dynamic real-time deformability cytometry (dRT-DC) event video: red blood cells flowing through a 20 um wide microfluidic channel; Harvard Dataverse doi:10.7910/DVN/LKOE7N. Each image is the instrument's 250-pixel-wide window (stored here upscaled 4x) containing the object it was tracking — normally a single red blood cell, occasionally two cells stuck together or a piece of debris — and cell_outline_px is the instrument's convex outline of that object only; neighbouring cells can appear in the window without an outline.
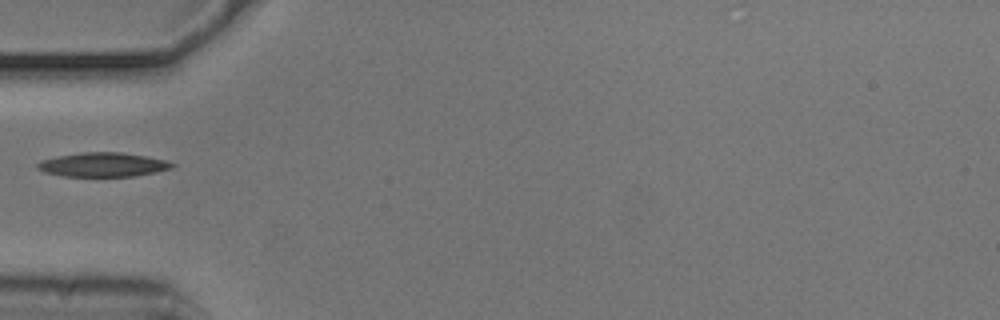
{"species": "common noctule bat (a hibernating species)", "species_latin": "Nyctalus noctula", "temperature_condition": "cold", "stored_images_in_passage": 4, "camera_frame_rate_fps": 3000, "um_per_image_px": 0.085, "animal": {"sex": "male", "body_mass_g": 20.5, "forearm_length_mm": 52.5}, "frame": {"image": 1, "passage_image": 4, "time_ms": 1.0, "image_size_px": [1000, 320], "cell_outline_px": [[176, 164], [172, 168], [156, 172], [132, 176], [60, 176], [44, 172], [36, 168], [36, 164], [40, 160], [56, 156], [80, 152], [120, 152], [168, 160]], "centroid_in_image_um": [8.72, 13.99], "position_along_channel_um": 76.3, "area_um2": 19.07}}